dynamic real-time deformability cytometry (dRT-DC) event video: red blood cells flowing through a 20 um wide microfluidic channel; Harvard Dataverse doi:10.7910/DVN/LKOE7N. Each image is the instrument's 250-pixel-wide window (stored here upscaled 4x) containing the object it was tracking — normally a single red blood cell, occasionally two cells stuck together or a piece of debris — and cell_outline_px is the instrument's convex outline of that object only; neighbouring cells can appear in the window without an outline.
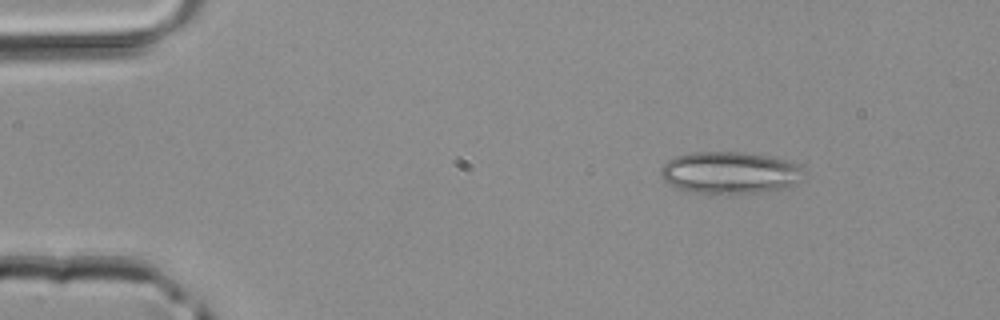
{"species": "common noctule bat (a hibernating species)", "species_latin": "Nyctalus noctula", "temperature_condition": "room temperature", "stored_images_in_passage": 3, "camera_frame_rate_fps": 3000, "um_per_image_px": 0.085, "animal": {"sex": "male", "body_mass_g": 20.4}, "frame": {"image": 1, "passage_image": 1, "time_ms": 0.0, "image_size_px": [1000, 320], "cell_outline_px": [[804, 180], [796, 184], [784, 188], [760, 192], [728, 196], [708, 196], [688, 192], [676, 188], [664, 180], [660, 176], [660, 168], [668, 160], [676, 156], [692, 152], [744, 152], [768, 156], [788, 160], [800, 164]], "centroid_in_image_um": [62.03, 14.72], "position_along_channel_um": 23.0, "area_um2": 36.3}}